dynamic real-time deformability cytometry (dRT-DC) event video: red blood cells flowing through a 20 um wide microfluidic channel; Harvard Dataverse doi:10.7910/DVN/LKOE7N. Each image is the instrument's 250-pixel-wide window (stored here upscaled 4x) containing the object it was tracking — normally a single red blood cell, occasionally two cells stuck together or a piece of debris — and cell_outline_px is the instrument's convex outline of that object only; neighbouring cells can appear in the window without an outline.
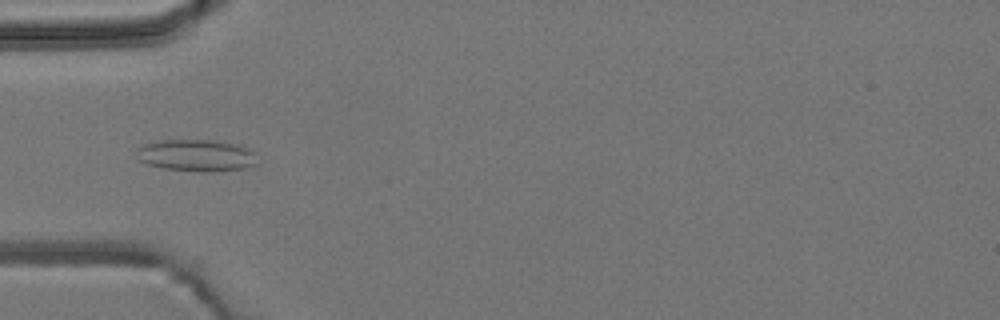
{"species": "common noctule bat (a hibernating species)", "species_latin": "Nyctalus noctula", "temperature_condition": "room temperature", "stored_images_in_passage": 6, "camera_frame_rate_fps": 3000, "um_per_image_px": 0.085, "animal": {"sex": "male", "body_mass_g": 19.2, "forearm_length_mm": 51.8}, "frame": {"image": 1, "passage_image": 5, "time_ms": 4.667, "image_size_px": [1000, 320], "cell_outline_px": [[260, 164], [244, 168], [208, 172], [200, 172], [164, 168], [148, 164], [140, 160], [136, 156], [136, 148], [144, 144], [160, 140], [212, 140], [240, 144], [248, 148], [252, 152]], "centroid_in_image_um": [16.71, 13.2], "position_along_channel_um": 68.3, "area_um2": 22.6}}